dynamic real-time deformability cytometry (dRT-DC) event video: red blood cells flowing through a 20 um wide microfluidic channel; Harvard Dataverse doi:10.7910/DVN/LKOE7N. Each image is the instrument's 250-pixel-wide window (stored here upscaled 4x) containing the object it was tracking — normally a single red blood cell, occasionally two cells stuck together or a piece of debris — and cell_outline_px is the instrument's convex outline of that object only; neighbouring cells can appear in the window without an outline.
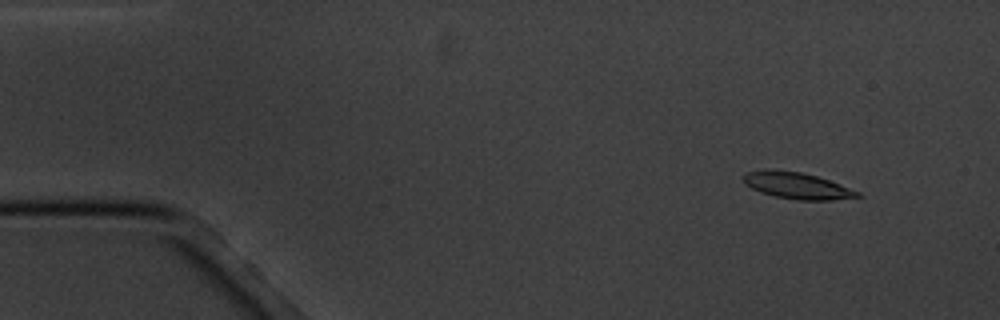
{"species": "common noctule bat (a hibernating species)", "species_latin": "Nyctalus noctula", "temperature_condition": "cold", "stored_images_in_passage": 5, "camera_frame_rate_fps": 3000, "um_per_image_px": 0.085, "animal": {"sex": "male", "body_mass_g": 20.1, "forearm_length_mm": 53.5}, "frame": {"image": 1, "passage_image": 2, "time_ms": 1.0, "image_size_px": [1000, 320], "cell_outline_px": [[864, 196], [832, 200], [796, 200], [776, 196], [760, 192], [744, 184], [740, 176], [744, 172], [764, 168], [772, 168], [800, 172], [816, 176], [840, 184], [860, 192]], "centroid_in_image_um": [67.67, 15.75], "position_along_channel_um": 17.3, "area_um2": 17.98}}
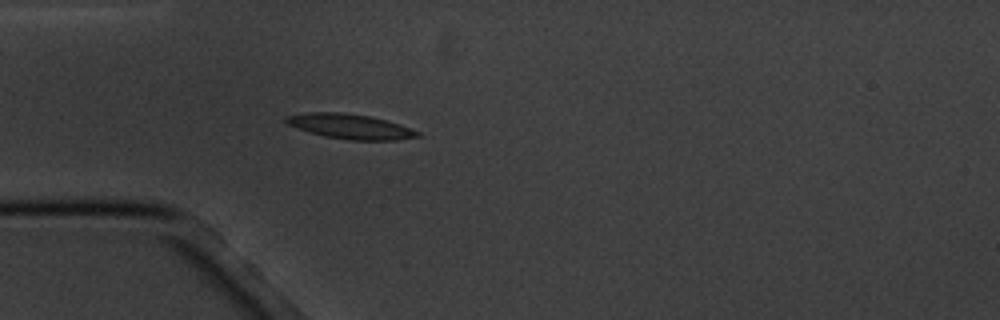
{"frame": {"image": 2, "passage_image": 5, "time_ms": 4.667, "image_size_px": [1000, 320], "cell_outline_px": [[420, 136], [396, 140], [348, 140], [324, 136], [296, 128], [288, 124], [284, 120], [284, 116], [308, 112], [340, 112], [372, 116], [420, 132]], "centroid_in_image_um": [29.7, 10.74], "position_along_channel_um": 55.3, "area_um2": 18.9}}